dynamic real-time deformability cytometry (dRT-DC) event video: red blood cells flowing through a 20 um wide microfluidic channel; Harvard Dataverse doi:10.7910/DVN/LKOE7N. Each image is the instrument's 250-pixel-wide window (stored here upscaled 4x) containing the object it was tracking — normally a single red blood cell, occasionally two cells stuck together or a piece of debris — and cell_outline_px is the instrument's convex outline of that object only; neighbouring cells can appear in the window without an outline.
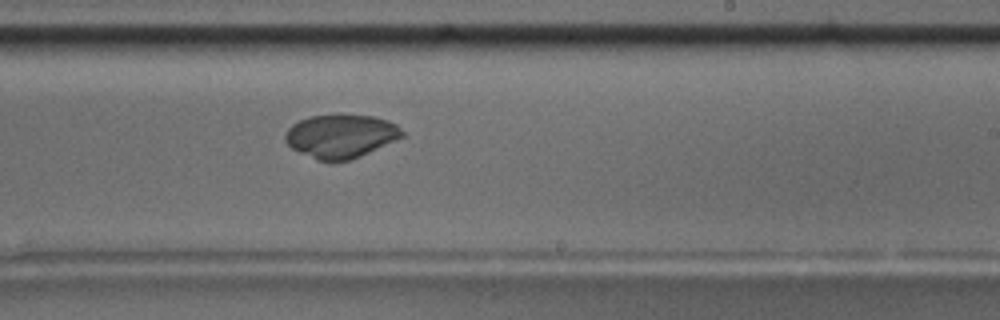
{"species": "common noctule bat (a hibernating species)", "species_latin": "Nyctalus noctula", "temperature_condition": "room temperature", "stored_images_in_passage": 37, "camera_frame_rate_fps": 3000, "um_per_image_px": 0.085, "animal": {"sex": "male", "body_mass_g": 17.5, "forearm_length_mm": 52.3}, "frame": {"image": 1, "passage_image": 16, "time_ms": 5.0, "image_size_px": [1000, 320], "cell_outline_px": [[404, 136], [360, 156], [348, 160], [316, 160], [292, 148], [284, 140], [284, 136], [288, 128], [292, 124], [308, 116], [340, 112], [372, 116], [388, 120], [396, 124], [404, 132]], "centroid_in_image_um": [28.95, 11.52], "position_along_channel_um": 260.0, "area_um2": 30.0}}